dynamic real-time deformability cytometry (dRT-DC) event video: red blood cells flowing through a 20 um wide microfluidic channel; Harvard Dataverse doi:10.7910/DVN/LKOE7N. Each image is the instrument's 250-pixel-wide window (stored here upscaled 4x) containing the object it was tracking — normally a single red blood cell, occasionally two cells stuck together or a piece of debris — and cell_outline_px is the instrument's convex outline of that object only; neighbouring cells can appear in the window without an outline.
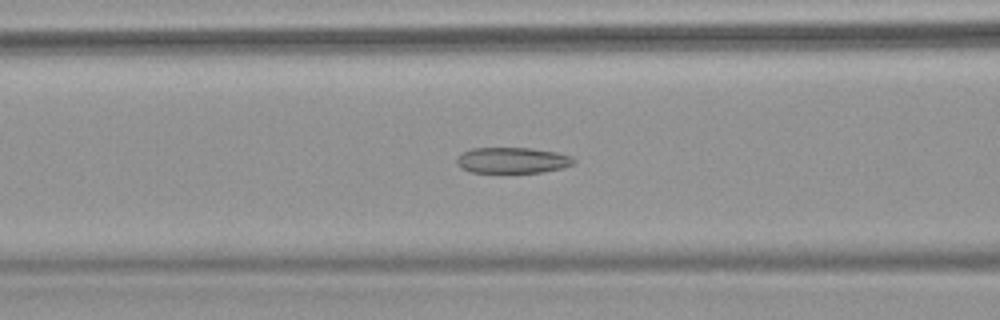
{"species": "common noctule bat (a hibernating species)", "species_latin": "Nyctalus noctula", "temperature_condition": "warm", "stored_images_in_passage": 58, "camera_frame_rate_fps": 3000, "um_per_image_px": 0.085, "animal": {"sex": "female", "body_mass_g": 18.4}, "frame": {"image": 1, "passage_image": 21, "time_ms": 6.667, "image_size_px": [1000, 320], "cell_outline_px": [[576, 160], [572, 164], [564, 168], [544, 172], [468, 172], [460, 168], [456, 164], [456, 160], [464, 152], [472, 148], [532, 148], [556, 152], [572, 156]], "centroid_in_image_um": [43.57, 13.63], "position_along_channel_um": 123.0, "area_um2": 17.69}}
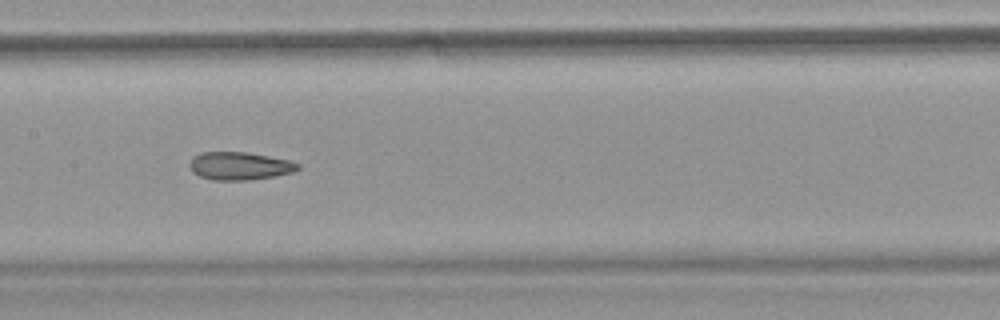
{"frame": {"image": 2, "passage_image": 27, "time_ms": 8.667, "image_size_px": [1000, 320], "cell_outline_px": [[300, 168], [292, 172], [276, 176], [252, 180], [212, 180], [200, 176], [192, 172], [188, 164], [192, 156], [200, 152], [248, 152], [288, 160], [300, 164]], "centroid_in_image_um": [20.33, 14.1], "position_along_channel_um": 187.1, "area_um2": 17.8}}
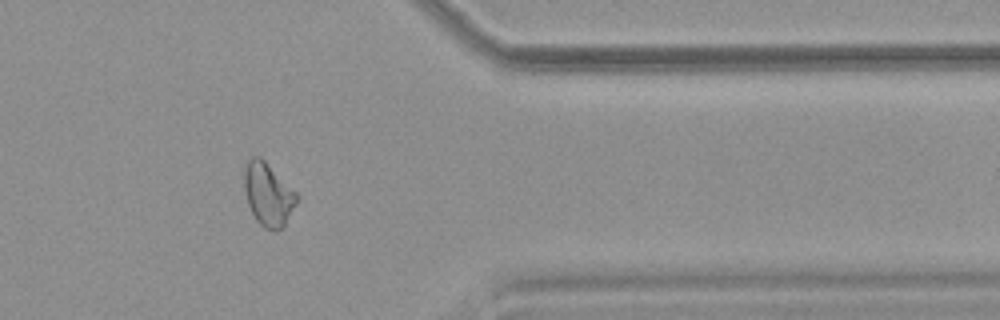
{"frame": {"image": 3, "passage_image": 47, "time_ms": 15.333, "image_size_px": [1000, 320], "cell_outline_px": [[300, 200], [284, 224], [276, 232], [264, 228], [256, 220], [248, 204], [244, 188], [244, 168], [248, 160], [252, 156], [260, 156], [300, 196]], "centroid_in_image_um": [22.8, 16.53], "position_along_channel_um": 388.6, "area_um2": 19.31}}